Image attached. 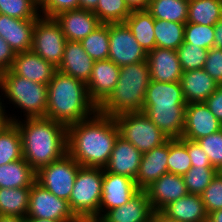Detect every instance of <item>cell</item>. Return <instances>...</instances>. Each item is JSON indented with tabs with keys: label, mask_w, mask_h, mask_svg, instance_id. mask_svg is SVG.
I'll list each match as a JSON object with an SVG mask.
<instances>
[{
	"label": "cell",
	"mask_w": 222,
	"mask_h": 222,
	"mask_svg": "<svg viewBox=\"0 0 222 222\" xmlns=\"http://www.w3.org/2000/svg\"><path fill=\"white\" fill-rule=\"evenodd\" d=\"M99 0H79V8L94 11Z\"/></svg>",
	"instance_id": "cell-53"
},
{
	"label": "cell",
	"mask_w": 222,
	"mask_h": 222,
	"mask_svg": "<svg viewBox=\"0 0 222 222\" xmlns=\"http://www.w3.org/2000/svg\"><path fill=\"white\" fill-rule=\"evenodd\" d=\"M31 187L0 188V215L25 218Z\"/></svg>",
	"instance_id": "cell-30"
},
{
	"label": "cell",
	"mask_w": 222,
	"mask_h": 222,
	"mask_svg": "<svg viewBox=\"0 0 222 222\" xmlns=\"http://www.w3.org/2000/svg\"><path fill=\"white\" fill-rule=\"evenodd\" d=\"M187 23L214 26L222 18V0H188Z\"/></svg>",
	"instance_id": "cell-31"
},
{
	"label": "cell",
	"mask_w": 222,
	"mask_h": 222,
	"mask_svg": "<svg viewBox=\"0 0 222 222\" xmlns=\"http://www.w3.org/2000/svg\"><path fill=\"white\" fill-rule=\"evenodd\" d=\"M79 9V0H42L40 14L44 17L54 18L61 12Z\"/></svg>",
	"instance_id": "cell-44"
},
{
	"label": "cell",
	"mask_w": 222,
	"mask_h": 222,
	"mask_svg": "<svg viewBox=\"0 0 222 222\" xmlns=\"http://www.w3.org/2000/svg\"><path fill=\"white\" fill-rule=\"evenodd\" d=\"M22 144L19 129L11 122L0 132V165L22 159Z\"/></svg>",
	"instance_id": "cell-34"
},
{
	"label": "cell",
	"mask_w": 222,
	"mask_h": 222,
	"mask_svg": "<svg viewBox=\"0 0 222 222\" xmlns=\"http://www.w3.org/2000/svg\"><path fill=\"white\" fill-rule=\"evenodd\" d=\"M218 173L222 176V167L218 169Z\"/></svg>",
	"instance_id": "cell-58"
},
{
	"label": "cell",
	"mask_w": 222,
	"mask_h": 222,
	"mask_svg": "<svg viewBox=\"0 0 222 222\" xmlns=\"http://www.w3.org/2000/svg\"><path fill=\"white\" fill-rule=\"evenodd\" d=\"M218 173L214 167L192 166L183 175L188 194H201Z\"/></svg>",
	"instance_id": "cell-39"
},
{
	"label": "cell",
	"mask_w": 222,
	"mask_h": 222,
	"mask_svg": "<svg viewBox=\"0 0 222 222\" xmlns=\"http://www.w3.org/2000/svg\"><path fill=\"white\" fill-rule=\"evenodd\" d=\"M54 18L60 24L67 41L81 42L102 24L93 11L80 8L61 12Z\"/></svg>",
	"instance_id": "cell-16"
},
{
	"label": "cell",
	"mask_w": 222,
	"mask_h": 222,
	"mask_svg": "<svg viewBox=\"0 0 222 222\" xmlns=\"http://www.w3.org/2000/svg\"><path fill=\"white\" fill-rule=\"evenodd\" d=\"M93 64L94 60L85 52L81 42L67 41L57 71L87 84L92 75Z\"/></svg>",
	"instance_id": "cell-23"
},
{
	"label": "cell",
	"mask_w": 222,
	"mask_h": 222,
	"mask_svg": "<svg viewBox=\"0 0 222 222\" xmlns=\"http://www.w3.org/2000/svg\"><path fill=\"white\" fill-rule=\"evenodd\" d=\"M0 222H25V218L0 215Z\"/></svg>",
	"instance_id": "cell-55"
},
{
	"label": "cell",
	"mask_w": 222,
	"mask_h": 222,
	"mask_svg": "<svg viewBox=\"0 0 222 222\" xmlns=\"http://www.w3.org/2000/svg\"><path fill=\"white\" fill-rule=\"evenodd\" d=\"M215 169L222 167V129L197 140Z\"/></svg>",
	"instance_id": "cell-42"
},
{
	"label": "cell",
	"mask_w": 222,
	"mask_h": 222,
	"mask_svg": "<svg viewBox=\"0 0 222 222\" xmlns=\"http://www.w3.org/2000/svg\"><path fill=\"white\" fill-rule=\"evenodd\" d=\"M168 173L184 175L192 167L188 155V139H169Z\"/></svg>",
	"instance_id": "cell-36"
},
{
	"label": "cell",
	"mask_w": 222,
	"mask_h": 222,
	"mask_svg": "<svg viewBox=\"0 0 222 222\" xmlns=\"http://www.w3.org/2000/svg\"><path fill=\"white\" fill-rule=\"evenodd\" d=\"M81 165L68 153L36 172V182L58 198L69 201Z\"/></svg>",
	"instance_id": "cell-8"
},
{
	"label": "cell",
	"mask_w": 222,
	"mask_h": 222,
	"mask_svg": "<svg viewBox=\"0 0 222 222\" xmlns=\"http://www.w3.org/2000/svg\"><path fill=\"white\" fill-rule=\"evenodd\" d=\"M129 8L133 10L147 9L150 0H125Z\"/></svg>",
	"instance_id": "cell-50"
},
{
	"label": "cell",
	"mask_w": 222,
	"mask_h": 222,
	"mask_svg": "<svg viewBox=\"0 0 222 222\" xmlns=\"http://www.w3.org/2000/svg\"><path fill=\"white\" fill-rule=\"evenodd\" d=\"M188 0H150L147 11L154 19L187 23Z\"/></svg>",
	"instance_id": "cell-32"
},
{
	"label": "cell",
	"mask_w": 222,
	"mask_h": 222,
	"mask_svg": "<svg viewBox=\"0 0 222 222\" xmlns=\"http://www.w3.org/2000/svg\"><path fill=\"white\" fill-rule=\"evenodd\" d=\"M26 217L81 222L70 209L67 200L56 197L37 182L31 186Z\"/></svg>",
	"instance_id": "cell-10"
},
{
	"label": "cell",
	"mask_w": 222,
	"mask_h": 222,
	"mask_svg": "<svg viewBox=\"0 0 222 222\" xmlns=\"http://www.w3.org/2000/svg\"><path fill=\"white\" fill-rule=\"evenodd\" d=\"M147 62L151 80L180 82L183 70L176 50L155 47L147 53Z\"/></svg>",
	"instance_id": "cell-17"
},
{
	"label": "cell",
	"mask_w": 222,
	"mask_h": 222,
	"mask_svg": "<svg viewBox=\"0 0 222 222\" xmlns=\"http://www.w3.org/2000/svg\"><path fill=\"white\" fill-rule=\"evenodd\" d=\"M150 81L147 61L120 67V76L115 89L98 111L112 117L128 112L143 111L145 94Z\"/></svg>",
	"instance_id": "cell-4"
},
{
	"label": "cell",
	"mask_w": 222,
	"mask_h": 222,
	"mask_svg": "<svg viewBox=\"0 0 222 222\" xmlns=\"http://www.w3.org/2000/svg\"><path fill=\"white\" fill-rule=\"evenodd\" d=\"M207 222H222V209L209 213Z\"/></svg>",
	"instance_id": "cell-54"
},
{
	"label": "cell",
	"mask_w": 222,
	"mask_h": 222,
	"mask_svg": "<svg viewBox=\"0 0 222 222\" xmlns=\"http://www.w3.org/2000/svg\"><path fill=\"white\" fill-rule=\"evenodd\" d=\"M119 135L134 145L142 154L168 140V137L141 111L114 117Z\"/></svg>",
	"instance_id": "cell-7"
},
{
	"label": "cell",
	"mask_w": 222,
	"mask_h": 222,
	"mask_svg": "<svg viewBox=\"0 0 222 222\" xmlns=\"http://www.w3.org/2000/svg\"><path fill=\"white\" fill-rule=\"evenodd\" d=\"M66 42L55 18L40 16L35 21L31 50L56 68L62 61Z\"/></svg>",
	"instance_id": "cell-9"
},
{
	"label": "cell",
	"mask_w": 222,
	"mask_h": 222,
	"mask_svg": "<svg viewBox=\"0 0 222 222\" xmlns=\"http://www.w3.org/2000/svg\"><path fill=\"white\" fill-rule=\"evenodd\" d=\"M214 36V26L186 23L183 43L209 50L214 47Z\"/></svg>",
	"instance_id": "cell-40"
},
{
	"label": "cell",
	"mask_w": 222,
	"mask_h": 222,
	"mask_svg": "<svg viewBox=\"0 0 222 222\" xmlns=\"http://www.w3.org/2000/svg\"><path fill=\"white\" fill-rule=\"evenodd\" d=\"M15 55L9 44L0 37V73L11 69Z\"/></svg>",
	"instance_id": "cell-47"
},
{
	"label": "cell",
	"mask_w": 222,
	"mask_h": 222,
	"mask_svg": "<svg viewBox=\"0 0 222 222\" xmlns=\"http://www.w3.org/2000/svg\"><path fill=\"white\" fill-rule=\"evenodd\" d=\"M0 14L18 19H38L40 2L38 0H0Z\"/></svg>",
	"instance_id": "cell-38"
},
{
	"label": "cell",
	"mask_w": 222,
	"mask_h": 222,
	"mask_svg": "<svg viewBox=\"0 0 222 222\" xmlns=\"http://www.w3.org/2000/svg\"><path fill=\"white\" fill-rule=\"evenodd\" d=\"M186 106H143V113L168 137L180 139L185 126Z\"/></svg>",
	"instance_id": "cell-22"
},
{
	"label": "cell",
	"mask_w": 222,
	"mask_h": 222,
	"mask_svg": "<svg viewBox=\"0 0 222 222\" xmlns=\"http://www.w3.org/2000/svg\"><path fill=\"white\" fill-rule=\"evenodd\" d=\"M214 48L222 49V18L214 25Z\"/></svg>",
	"instance_id": "cell-49"
},
{
	"label": "cell",
	"mask_w": 222,
	"mask_h": 222,
	"mask_svg": "<svg viewBox=\"0 0 222 222\" xmlns=\"http://www.w3.org/2000/svg\"><path fill=\"white\" fill-rule=\"evenodd\" d=\"M46 118L68 127L92 117L98 107L91 101L84 82L56 71L47 84Z\"/></svg>",
	"instance_id": "cell-3"
},
{
	"label": "cell",
	"mask_w": 222,
	"mask_h": 222,
	"mask_svg": "<svg viewBox=\"0 0 222 222\" xmlns=\"http://www.w3.org/2000/svg\"><path fill=\"white\" fill-rule=\"evenodd\" d=\"M183 72L202 69L204 67L207 49L189 43H183L177 50Z\"/></svg>",
	"instance_id": "cell-41"
},
{
	"label": "cell",
	"mask_w": 222,
	"mask_h": 222,
	"mask_svg": "<svg viewBox=\"0 0 222 222\" xmlns=\"http://www.w3.org/2000/svg\"><path fill=\"white\" fill-rule=\"evenodd\" d=\"M37 19H18L0 14V37L15 53L30 51L33 28Z\"/></svg>",
	"instance_id": "cell-19"
},
{
	"label": "cell",
	"mask_w": 222,
	"mask_h": 222,
	"mask_svg": "<svg viewBox=\"0 0 222 222\" xmlns=\"http://www.w3.org/2000/svg\"><path fill=\"white\" fill-rule=\"evenodd\" d=\"M169 156V139L149 152L142 154L135 185L144 190L163 174L168 173L167 159Z\"/></svg>",
	"instance_id": "cell-24"
},
{
	"label": "cell",
	"mask_w": 222,
	"mask_h": 222,
	"mask_svg": "<svg viewBox=\"0 0 222 222\" xmlns=\"http://www.w3.org/2000/svg\"><path fill=\"white\" fill-rule=\"evenodd\" d=\"M185 25L154 19L155 47L177 50L184 42Z\"/></svg>",
	"instance_id": "cell-33"
},
{
	"label": "cell",
	"mask_w": 222,
	"mask_h": 222,
	"mask_svg": "<svg viewBox=\"0 0 222 222\" xmlns=\"http://www.w3.org/2000/svg\"><path fill=\"white\" fill-rule=\"evenodd\" d=\"M108 59L117 66L147 61V53L125 23H109Z\"/></svg>",
	"instance_id": "cell-11"
},
{
	"label": "cell",
	"mask_w": 222,
	"mask_h": 222,
	"mask_svg": "<svg viewBox=\"0 0 222 222\" xmlns=\"http://www.w3.org/2000/svg\"><path fill=\"white\" fill-rule=\"evenodd\" d=\"M11 70L18 76L47 85L57 68L30 50L16 53Z\"/></svg>",
	"instance_id": "cell-21"
},
{
	"label": "cell",
	"mask_w": 222,
	"mask_h": 222,
	"mask_svg": "<svg viewBox=\"0 0 222 222\" xmlns=\"http://www.w3.org/2000/svg\"><path fill=\"white\" fill-rule=\"evenodd\" d=\"M180 82L151 80L145 94L143 106H186Z\"/></svg>",
	"instance_id": "cell-27"
},
{
	"label": "cell",
	"mask_w": 222,
	"mask_h": 222,
	"mask_svg": "<svg viewBox=\"0 0 222 222\" xmlns=\"http://www.w3.org/2000/svg\"><path fill=\"white\" fill-rule=\"evenodd\" d=\"M14 115V116H13ZM0 114V132L8 126L11 122H14L17 120V116L15 114Z\"/></svg>",
	"instance_id": "cell-52"
},
{
	"label": "cell",
	"mask_w": 222,
	"mask_h": 222,
	"mask_svg": "<svg viewBox=\"0 0 222 222\" xmlns=\"http://www.w3.org/2000/svg\"><path fill=\"white\" fill-rule=\"evenodd\" d=\"M142 153L129 141L118 135L107 166L109 173L120 174L135 180Z\"/></svg>",
	"instance_id": "cell-20"
},
{
	"label": "cell",
	"mask_w": 222,
	"mask_h": 222,
	"mask_svg": "<svg viewBox=\"0 0 222 222\" xmlns=\"http://www.w3.org/2000/svg\"><path fill=\"white\" fill-rule=\"evenodd\" d=\"M200 196L207 214L222 209V176L219 173L216 174Z\"/></svg>",
	"instance_id": "cell-43"
},
{
	"label": "cell",
	"mask_w": 222,
	"mask_h": 222,
	"mask_svg": "<svg viewBox=\"0 0 222 222\" xmlns=\"http://www.w3.org/2000/svg\"><path fill=\"white\" fill-rule=\"evenodd\" d=\"M25 222H68V221L50 220V219H42V218H35V217H25Z\"/></svg>",
	"instance_id": "cell-56"
},
{
	"label": "cell",
	"mask_w": 222,
	"mask_h": 222,
	"mask_svg": "<svg viewBox=\"0 0 222 222\" xmlns=\"http://www.w3.org/2000/svg\"><path fill=\"white\" fill-rule=\"evenodd\" d=\"M85 52L94 60H107L109 55V23H102L81 41Z\"/></svg>",
	"instance_id": "cell-35"
},
{
	"label": "cell",
	"mask_w": 222,
	"mask_h": 222,
	"mask_svg": "<svg viewBox=\"0 0 222 222\" xmlns=\"http://www.w3.org/2000/svg\"><path fill=\"white\" fill-rule=\"evenodd\" d=\"M203 69L222 85V49L213 47L208 50Z\"/></svg>",
	"instance_id": "cell-45"
},
{
	"label": "cell",
	"mask_w": 222,
	"mask_h": 222,
	"mask_svg": "<svg viewBox=\"0 0 222 222\" xmlns=\"http://www.w3.org/2000/svg\"><path fill=\"white\" fill-rule=\"evenodd\" d=\"M222 124L205 103H189L185 109V126L181 138L191 141L216 133Z\"/></svg>",
	"instance_id": "cell-14"
},
{
	"label": "cell",
	"mask_w": 222,
	"mask_h": 222,
	"mask_svg": "<svg viewBox=\"0 0 222 222\" xmlns=\"http://www.w3.org/2000/svg\"><path fill=\"white\" fill-rule=\"evenodd\" d=\"M3 99L20 109L25 118L46 116L47 85L16 75L11 69L0 73Z\"/></svg>",
	"instance_id": "cell-5"
},
{
	"label": "cell",
	"mask_w": 222,
	"mask_h": 222,
	"mask_svg": "<svg viewBox=\"0 0 222 222\" xmlns=\"http://www.w3.org/2000/svg\"><path fill=\"white\" fill-rule=\"evenodd\" d=\"M205 104L222 124V85H219L214 93L206 99Z\"/></svg>",
	"instance_id": "cell-48"
},
{
	"label": "cell",
	"mask_w": 222,
	"mask_h": 222,
	"mask_svg": "<svg viewBox=\"0 0 222 222\" xmlns=\"http://www.w3.org/2000/svg\"><path fill=\"white\" fill-rule=\"evenodd\" d=\"M0 92H1V94H0V114H8L7 113V110H5L6 108V105H5V103H2V102H5L4 100H3V98H1V97H3L2 95H3V90H2V84H1V80H0ZM5 105V106H4Z\"/></svg>",
	"instance_id": "cell-57"
},
{
	"label": "cell",
	"mask_w": 222,
	"mask_h": 222,
	"mask_svg": "<svg viewBox=\"0 0 222 222\" xmlns=\"http://www.w3.org/2000/svg\"><path fill=\"white\" fill-rule=\"evenodd\" d=\"M161 212L179 222L208 221V214L199 194H187L165 206Z\"/></svg>",
	"instance_id": "cell-26"
},
{
	"label": "cell",
	"mask_w": 222,
	"mask_h": 222,
	"mask_svg": "<svg viewBox=\"0 0 222 222\" xmlns=\"http://www.w3.org/2000/svg\"><path fill=\"white\" fill-rule=\"evenodd\" d=\"M102 196L99 207V218L110 209L128 203L140 189L135 180L120 174L109 173L103 169Z\"/></svg>",
	"instance_id": "cell-12"
},
{
	"label": "cell",
	"mask_w": 222,
	"mask_h": 222,
	"mask_svg": "<svg viewBox=\"0 0 222 222\" xmlns=\"http://www.w3.org/2000/svg\"><path fill=\"white\" fill-rule=\"evenodd\" d=\"M102 181V168H79L68 203L81 222H96L99 219Z\"/></svg>",
	"instance_id": "cell-6"
},
{
	"label": "cell",
	"mask_w": 222,
	"mask_h": 222,
	"mask_svg": "<svg viewBox=\"0 0 222 222\" xmlns=\"http://www.w3.org/2000/svg\"><path fill=\"white\" fill-rule=\"evenodd\" d=\"M36 182V171L24 159L0 165V188L31 187Z\"/></svg>",
	"instance_id": "cell-28"
},
{
	"label": "cell",
	"mask_w": 222,
	"mask_h": 222,
	"mask_svg": "<svg viewBox=\"0 0 222 222\" xmlns=\"http://www.w3.org/2000/svg\"><path fill=\"white\" fill-rule=\"evenodd\" d=\"M154 210L145 190H139L128 203L107 210L96 222H150Z\"/></svg>",
	"instance_id": "cell-18"
},
{
	"label": "cell",
	"mask_w": 222,
	"mask_h": 222,
	"mask_svg": "<svg viewBox=\"0 0 222 222\" xmlns=\"http://www.w3.org/2000/svg\"><path fill=\"white\" fill-rule=\"evenodd\" d=\"M93 13L104 24L124 23L132 10L125 0H99Z\"/></svg>",
	"instance_id": "cell-37"
},
{
	"label": "cell",
	"mask_w": 222,
	"mask_h": 222,
	"mask_svg": "<svg viewBox=\"0 0 222 222\" xmlns=\"http://www.w3.org/2000/svg\"><path fill=\"white\" fill-rule=\"evenodd\" d=\"M120 76V66L113 61H94L92 75L86 84L91 101L99 108L112 94Z\"/></svg>",
	"instance_id": "cell-13"
},
{
	"label": "cell",
	"mask_w": 222,
	"mask_h": 222,
	"mask_svg": "<svg viewBox=\"0 0 222 222\" xmlns=\"http://www.w3.org/2000/svg\"><path fill=\"white\" fill-rule=\"evenodd\" d=\"M150 222H179V221L168 218L161 211H154Z\"/></svg>",
	"instance_id": "cell-51"
},
{
	"label": "cell",
	"mask_w": 222,
	"mask_h": 222,
	"mask_svg": "<svg viewBox=\"0 0 222 222\" xmlns=\"http://www.w3.org/2000/svg\"><path fill=\"white\" fill-rule=\"evenodd\" d=\"M180 83L186 104L205 103L219 86L203 68L183 72Z\"/></svg>",
	"instance_id": "cell-25"
},
{
	"label": "cell",
	"mask_w": 222,
	"mask_h": 222,
	"mask_svg": "<svg viewBox=\"0 0 222 222\" xmlns=\"http://www.w3.org/2000/svg\"><path fill=\"white\" fill-rule=\"evenodd\" d=\"M118 135L115 118L97 111L67 127V153L82 167L104 169Z\"/></svg>",
	"instance_id": "cell-1"
},
{
	"label": "cell",
	"mask_w": 222,
	"mask_h": 222,
	"mask_svg": "<svg viewBox=\"0 0 222 222\" xmlns=\"http://www.w3.org/2000/svg\"><path fill=\"white\" fill-rule=\"evenodd\" d=\"M14 121L19 129L22 156L37 172L67 153V127L46 117Z\"/></svg>",
	"instance_id": "cell-2"
},
{
	"label": "cell",
	"mask_w": 222,
	"mask_h": 222,
	"mask_svg": "<svg viewBox=\"0 0 222 222\" xmlns=\"http://www.w3.org/2000/svg\"><path fill=\"white\" fill-rule=\"evenodd\" d=\"M188 155L195 167H212L206 152L197 141L188 140Z\"/></svg>",
	"instance_id": "cell-46"
},
{
	"label": "cell",
	"mask_w": 222,
	"mask_h": 222,
	"mask_svg": "<svg viewBox=\"0 0 222 222\" xmlns=\"http://www.w3.org/2000/svg\"><path fill=\"white\" fill-rule=\"evenodd\" d=\"M144 190L154 211H161L171 202L188 194L183 176L174 173L163 174Z\"/></svg>",
	"instance_id": "cell-15"
},
{
	"label": "cell",
	"mask_w": 222,
	"mask_h": 222,
	"mask_svg": "<svg viewBox=\"0 0 222 222\" xmlns=\"http://www.w3.org/2000/svg\"><path fill=\"white\" fill-rule=\"evenodd\" d=\"M124 23L146 53L155 48L154 18L147 9L133 10Z\"/></svg>",
	"instance_id": "cell-29"
}]
</instances>
